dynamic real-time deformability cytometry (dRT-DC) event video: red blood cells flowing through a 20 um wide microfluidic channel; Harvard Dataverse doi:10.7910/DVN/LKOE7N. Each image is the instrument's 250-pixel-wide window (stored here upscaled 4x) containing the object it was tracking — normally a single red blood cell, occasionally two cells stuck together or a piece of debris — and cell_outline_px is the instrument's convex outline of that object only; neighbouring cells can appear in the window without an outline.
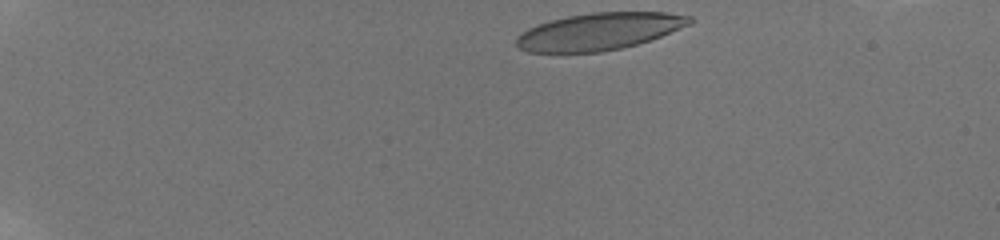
{"species": "human", "species_latin": "Homo sapiens", "temperature_condition": "room temperature", "stored_images_in_passage": 46, "camera_frame_rate_fps": 3000, "um_per_image_px": 0.085, "donor": {"sex": "male"}, "frame": {"image": 1, "passage_image": 1, "time_ms": 0.0, "image_size_px": [1000, 240], "cell_outline_px": [[696, 20], [692, 24], [660, 36], [636, 44], [620, 48], [600, 52], [528, 52], [520, 48], [516, 44], [516, 36], [528, 28], [536, 24], [568, 16], [592, 12], [664, 12], [692, 16]], "centroid_in_image_um": [50.95, 2.66], "position_along_channel_um": 34.1, "area_um2": 37.4}}
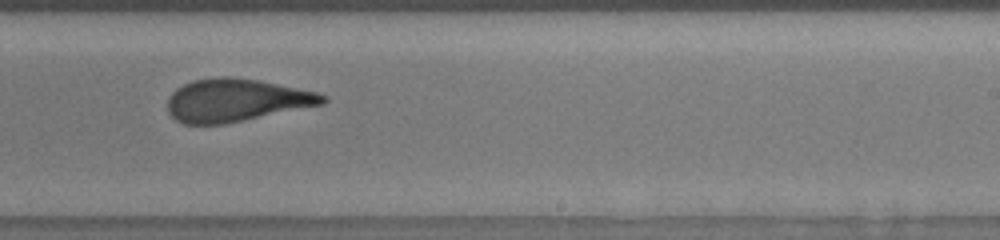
{"frame": {"image": 2, "passage_image": 28, "time_ms": 9.0, "image_size_px": [1000, 240], "cell_outline_px": [[328, 100], [324, 104], [224, 124], [184, 124], [176, 120], [168, 112], [168, 96], [176, 88], [192, 80], [216, 76], [228, 76], [260, 80], [316, 92], [328, 96]], "centroid_in_image_um": [20.05, 8.51], "position_along_channel_um": 268.9, "area_um2": 38.78}}
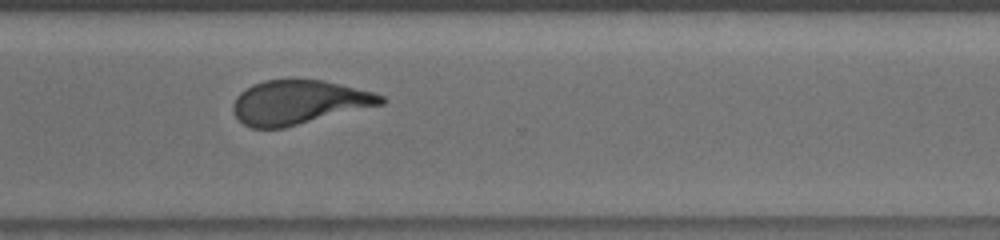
{"frame": {"image": 3, "passage_image": 34, "time_ms": 11.0, "image_size_px": [1000, 240], "cell_outline_px": [[384, 104], [284, 128], [252, 128], [244, 124], [236, 116], [232, 108], [232, 104], [236, 96], [240, 92], [252, 84], [264, 80], [292, 76], [324, 80], [372, 92], [384, 96]], "centroid_in_image_um": [25.37, 8.65], "position_along_channel_um": 345.2, "area_um2": 38.73}, "authors_computed_cell_mechanics": {"area_um2": 38.8994, "velocity_mm_per_s": 3.8067, "shape_relaxation_time_tau1_ms": 7.5088, "shape_relaxation_time_tau2_ms": 1.4408, "deformation_change_tau1": 0.2498, "deformation_change_tau2": 0.1133}}